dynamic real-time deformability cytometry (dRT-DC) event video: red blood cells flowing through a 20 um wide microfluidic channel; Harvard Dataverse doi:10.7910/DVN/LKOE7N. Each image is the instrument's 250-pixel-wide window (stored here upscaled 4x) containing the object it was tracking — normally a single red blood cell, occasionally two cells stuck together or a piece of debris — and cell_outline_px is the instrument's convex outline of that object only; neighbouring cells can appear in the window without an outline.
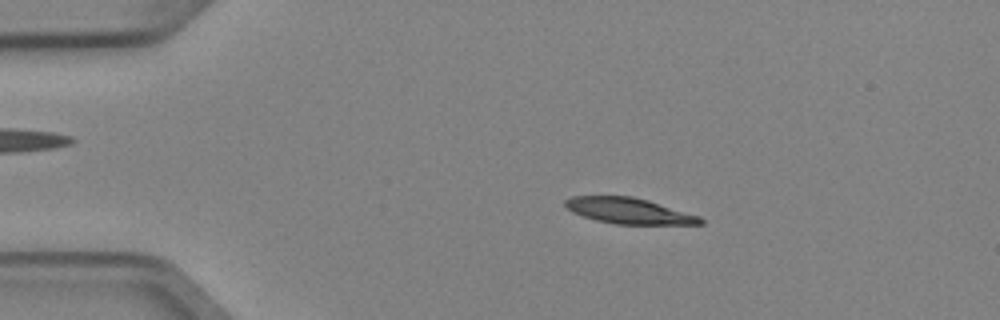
{"species": "Egyptian fruit bat (a non-hibernating species)", "species_latin": "Rousettus aegyptiacus", "temperature_condition": "cold", "stored_images_in_passage": 4, "camera_frame_rate_fps": 3000, "um_per_image_px": 0.085, "animal": {"sex": "female"}, "frame": {"image": 1, "passage_image": 2, "time_ms": 0.333, "image_size_px": [1000, 320], "cell_outline_px": [[704, 224], [616, 224], [596, 220], [572, 212], [564, 204], [564, 200], [572, 196], [632, 196], [648, 200], [700, 216], [704, 220]], "centroid_in_image_um": [53.46, 17.92], "position_along_channel_um": 31.5, "area_um2": 20.23}}
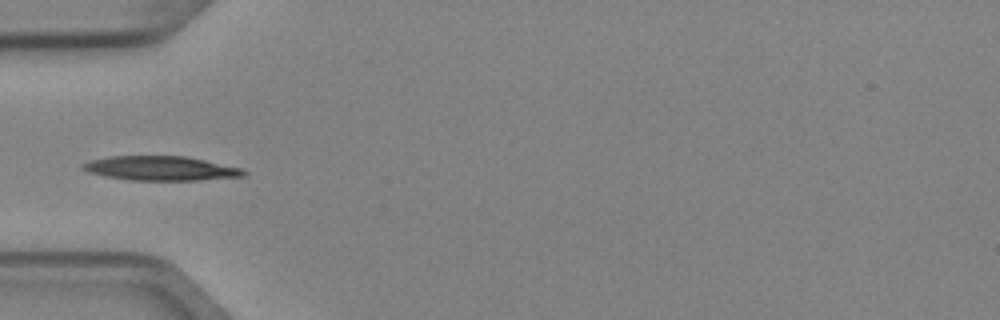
{"frame": {"image": 2, "passage_image": 4, "time_ms": 1.0, "image_size_px": [1000, 320], "cell_outline_px": [[248, 172], [244, 176], [200, 180], [128, 180], [104, 176], [88, 172], [80, 168], [80, 164], [92, 160], [112, 156], [184, 156], [244, 168]], "centroid_in_image_um": [13.67, 14.31], "position_along_channel_um": 71.3, "area_um2": 22.89}}